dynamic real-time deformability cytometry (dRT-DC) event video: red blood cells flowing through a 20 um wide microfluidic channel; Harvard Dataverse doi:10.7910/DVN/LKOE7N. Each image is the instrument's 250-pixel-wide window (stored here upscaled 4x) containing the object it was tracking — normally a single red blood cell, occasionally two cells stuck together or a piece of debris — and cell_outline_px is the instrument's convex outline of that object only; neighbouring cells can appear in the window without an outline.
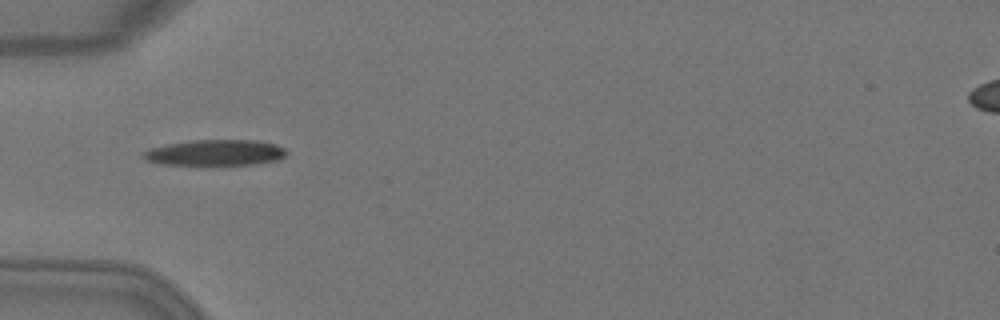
{"species": "Egyptian fruit bat (a non-hibernating species)", "species_latin": "Rousettus aegyptiacus", "temperature_condition": "warm", "stored_images_in_passage": 5, "camera_frame_rate_fps": 3000, "um_per_image_px": 0.085, "animal": {"sex": "female"}, "frame": {"image": 1, "passage_image": 4, "time_ms": 1.0, "image_size_px": [1000, 320], "cell_outline_px": [[288, 152], [280, 160], [256, 164], [212, 168], [204, 168], [160, 164], [148, 160], [140, 156], [140, 152], [152, 148], [168, 144], [192, 140], [256, 140], [276, 144], [284, 148]], "centroid_in_image_um": [18.28, 13.04], "position_along_channel_um": 66.7, "area_um2": 23.0}}